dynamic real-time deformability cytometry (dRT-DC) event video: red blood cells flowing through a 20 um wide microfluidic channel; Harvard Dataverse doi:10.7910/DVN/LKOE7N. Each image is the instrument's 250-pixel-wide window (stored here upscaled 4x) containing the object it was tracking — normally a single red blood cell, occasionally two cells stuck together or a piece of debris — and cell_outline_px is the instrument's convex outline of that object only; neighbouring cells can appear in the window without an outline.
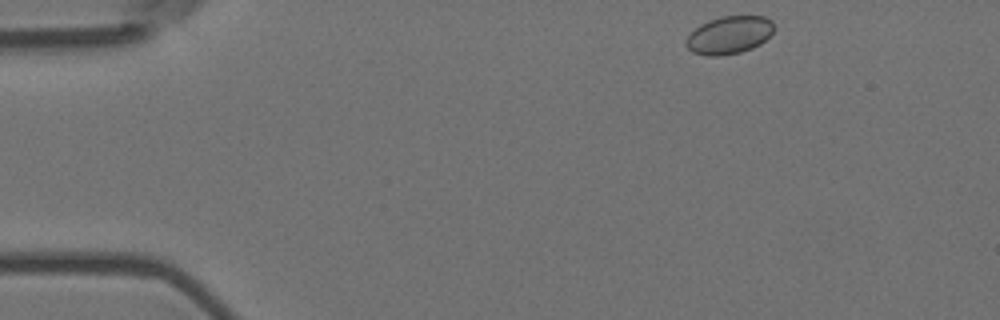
{"species": "Egyptian fruit bat (a non-hibernating species)", "species_latin": "Rousettus aegyptiacus", "temperature_condition": "room temperature", "stored_images_in_passage": 5, "camera_frame_rate_fps": 3000, "um_per_image_px": 0.085, "animal": {"sex": "female"}, "frame": {"image": 1, "passage_image": 1, "time_ms": 0.0, "image_size_px": [1000, 320], "cell_outline_px": [[776, 28], [760, 44], [752, 48], [740, 52], [720, 56], [708, 56], [692, 52], [684, 44], [684, 40], [700, 24], [708, 20], [720, 16], [764, 16], [772, 20]], "centroid_in_image_um": [61.97, 2.97], "position_along_channel_um": 23.0, "area_um2": 19.48}}
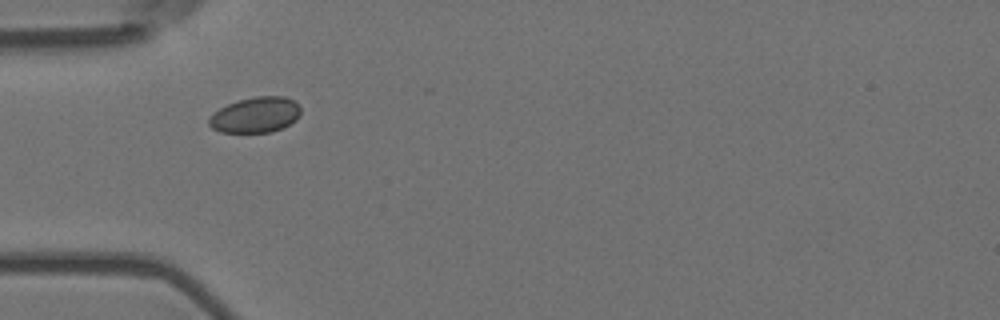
{"frame": {"image": 2, "passage_image": 4, "time_ms": 1.0, "image_size_px": [1000, 320], "cell_outline_px": [[300, 116], [296, 120], [284, 128], [272, 132], [220, 132], [212, 128], [208, 124], [208, 120], [220, 108], [228, 104], [240, 100], [256, 96], [284, 96], [300, 104]], "centroid_in_image_um": [21.76, 9.77], "position_along_channel_um": 63.2, "area_um2": 19.02}}
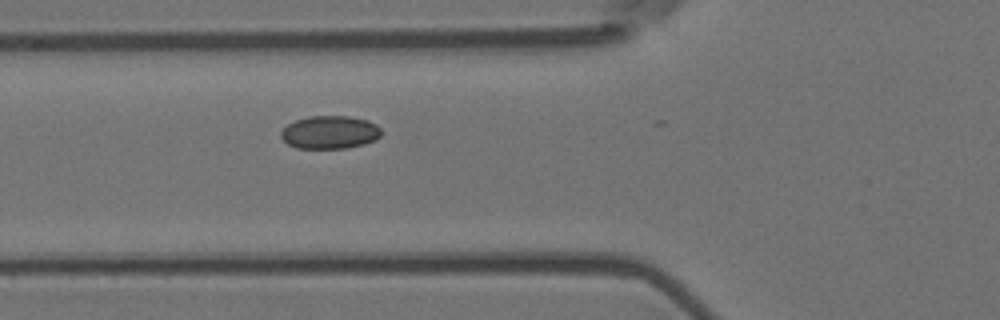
{"frame": {"image": 3, "passage_image": 5, "time_ms": 1.333, "image_size_px": [1000, 320], "cell_outline_px": [[380, 136], [376, 140], [364, 144], [348, 148], [296, 148], [288, 144], [280, 136], [280, 132], [288, 124], [296, 120], [308, 116], [348, 116], [368, 120], [376, 124], [380, 128]], "centroid_in_image_um": [28.04, 11.24], "position_along_channel_um": 97.8, "area_um2": 19.36}}